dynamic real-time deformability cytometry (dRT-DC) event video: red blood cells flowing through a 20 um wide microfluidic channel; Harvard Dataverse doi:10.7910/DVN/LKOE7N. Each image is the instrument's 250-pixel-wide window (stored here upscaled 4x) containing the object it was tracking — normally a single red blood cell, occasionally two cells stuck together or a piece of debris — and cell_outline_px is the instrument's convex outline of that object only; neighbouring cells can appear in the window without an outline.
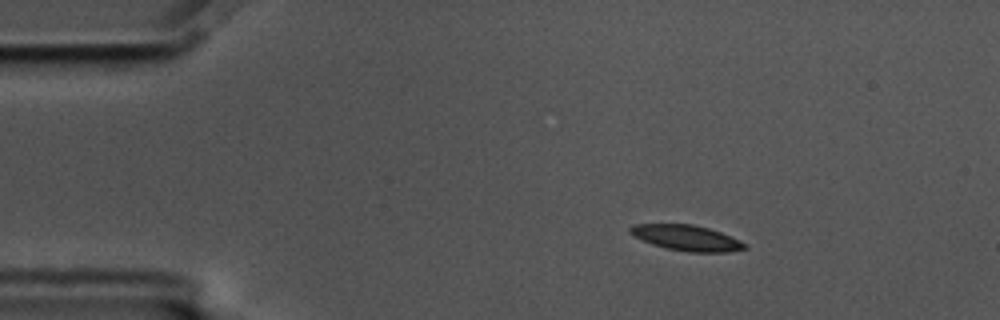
{"species": "common noctule bat (a hibernating species)", "species_latin": "Nyctalus noctula", "temperature_condition": "cold", "stored_images_in_passage": 50, "camera_frame_rate_fps": 3000, "um_per_image_px": 0.085, "animal": {"sex": "male", "body_mass_g": 17.5, "forearm_length_mm": 52.3}, "frame": {"image": 1, "passage_image": 1, "time_ms": 0.0, "image_size_px": [1000, 320], "cell_outline_px": [[748, 248], [728, 252], [688, 252], [668, 248], [652, 244], [628, 232], [628, 228], [632, 224], [692, 224], [708, 228], [720, 232], [740, 240], [748, 244]], "centroid_in_image_um": [58.39, 20.22], "position_along_channel_um": 26.6, "area_um2": 16.99}}
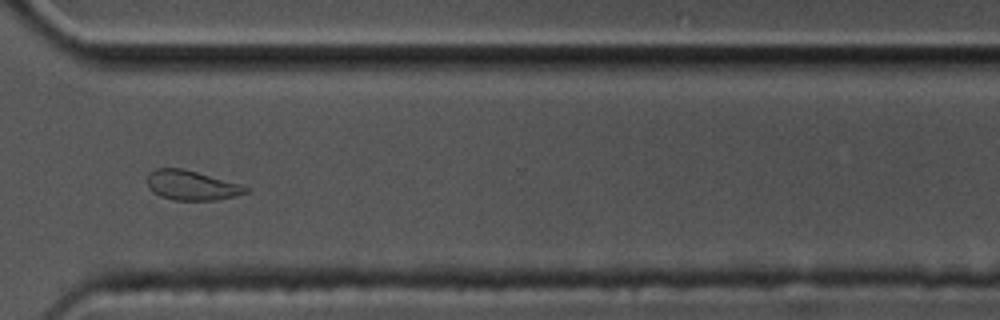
{"frame": {"image": 2, "passage_image": 35, "time_ms": 11.333, "image_size_px": [1000, 320], "cell_outline_px": [[248, 192], [216, 200], [172, 200], [160, 196], [152, 192], [148, 188], [148, 172], [156, 168], [184, 168], [244, 184], [248, 188]], "centroid_in_image_um": [16.28, 15.74], "position_along_channel_um": 354.3, "area_um2": 17.28}}
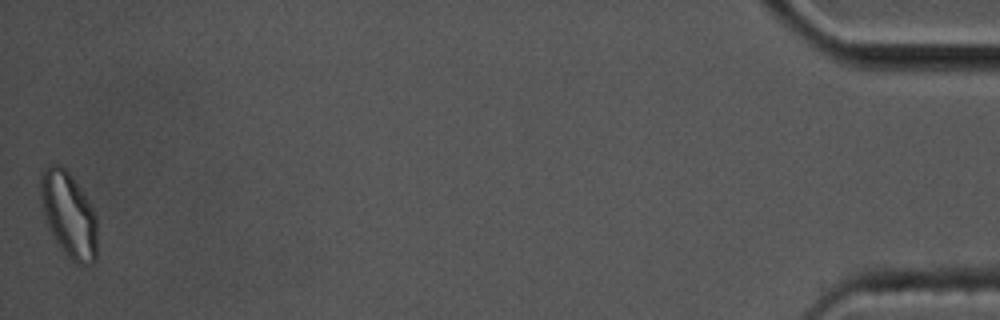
{"frame": {"image": 3, "passage_image": 50, "time_ms": 16.333, "image_size_px": [1000, 320], "cell_outline_px": [[96, 260], [92, 264], [84, 268], [76, 264], [64, 252], [56, 240], [44, 216], [40, 196], [40, 172], [48, 164], [60, 164], [72, 176], [92, 208], [96, 216]], "centroid_in_image_um": [5.84, 18.25], "position_along_channel_um": 429.4, "area_um2": 28.09}, "authors_computed_cell_mechanics": {"area_um2": 17.4267, "velocity_mm_per_s": 3.4227, "shape_relaxation_time_tau1_ms": null, "shape_relaxation_time_tau2_ms": 3.8955, "deformation_change_tau1": null, "deformation_change_tau2": 0.0896}}